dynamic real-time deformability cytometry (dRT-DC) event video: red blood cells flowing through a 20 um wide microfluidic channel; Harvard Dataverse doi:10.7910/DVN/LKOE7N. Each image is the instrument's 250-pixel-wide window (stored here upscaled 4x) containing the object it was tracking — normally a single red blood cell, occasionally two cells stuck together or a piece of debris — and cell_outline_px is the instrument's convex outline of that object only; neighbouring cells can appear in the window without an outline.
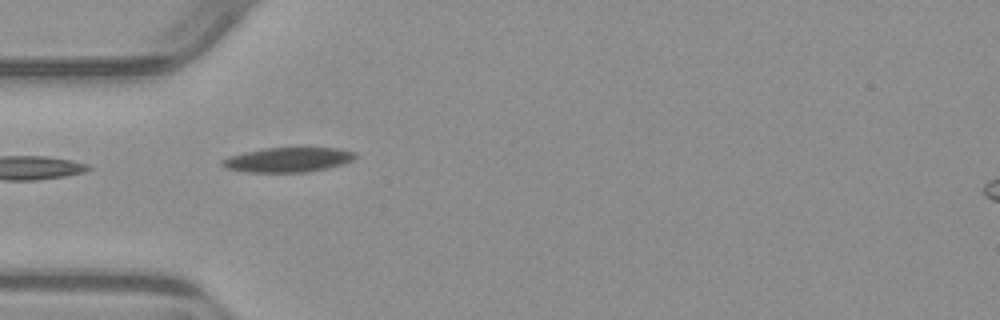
{"species": "common noctule bat (a hibernating species)", "species_latin": "Nyctalus noctula", "temperature_condition": "warm", "stored_images_in_passage": 2, "camera_frame_rate_fps": 3000, "um_per_image_px": 0.085, "animal": {"sex": "male", "body_mass_g": 23.1, "forearm_length_mm": 52.7}, "frame": {"image": 1, "passage_image": 1, "time_ms": 0.0, "image_size_px": [1000, 320], "cell_outline_px": [[356, 156], [352, 160], [344, 164], [328, 168], [304, 172], [248, 172], [228, 168], [220, 164], [220, 160], [244, 152], [264, 148], [340, 148], [356, 152]], "centroid_in_image_um": [24.52, 13.57], "position_along_channel_um": 60.5, "area_um2": 19.02}}
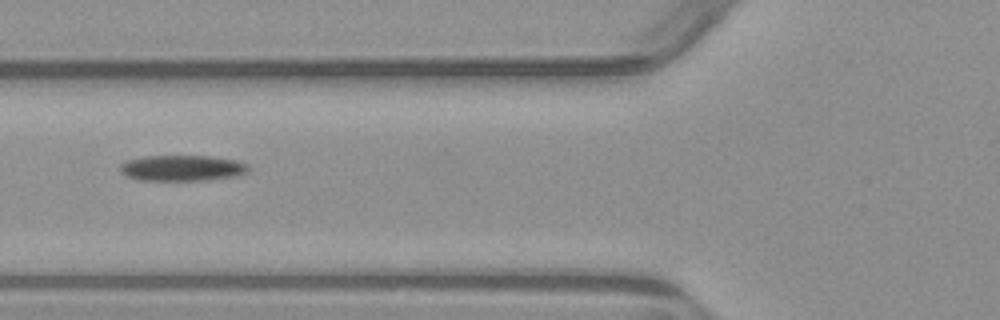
{"frame": {"image": 2, "passage_image": 2, "time_ms": 1.333, "image_size_px": [1000, 320], "cell_outline_px": [[248, 172], [240, 176], [208, 180], [140, 180], [128, 176], [120, 172], [120, 164], [128, 160], [144, 156], [208, 156], [236, 160], [248, 164]], "centroid_in_image_um": [15.52, 14.29], "position_along_channel_um": 110.3, "area_um2": 19.36}}